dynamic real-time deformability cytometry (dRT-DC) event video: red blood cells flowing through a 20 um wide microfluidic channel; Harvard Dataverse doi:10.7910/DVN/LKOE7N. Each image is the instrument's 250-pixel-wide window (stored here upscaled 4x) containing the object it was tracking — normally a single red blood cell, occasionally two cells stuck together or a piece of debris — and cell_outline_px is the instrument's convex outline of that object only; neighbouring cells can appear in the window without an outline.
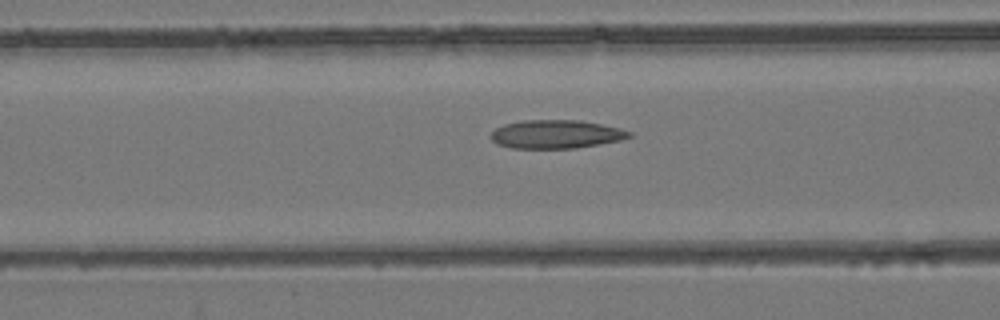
{"species": "common noctule bat (a hibernating species)", "species_latin": "Nyctalus noctula", "temperature_condition": "room temperature", "stored_images_in_passage": 38, "camera_frame_rate_fps": 3000, "um_per_image_px": 0.085, "animal": {"sex": "female", "body_mass_g": 24.6, "forearm_length_mm": 56.2}, "frame": {"image": 1, "passage_image": 6, "time_ms": 1.667, "image_size_px": [1000, 320], "cell_outline_px": [[632, 136], [620, 140], [600, 144], [576, 148], [512, 148], [496, 144], [488, 136], [496, 128], [504, 124], [524, 120], [580, 120], [620, 128], [632, 132]], "centroid_in_image_um": [47.24, 11.41], "position_along_channel_um": 119.4, "area_um2": 23.0}}
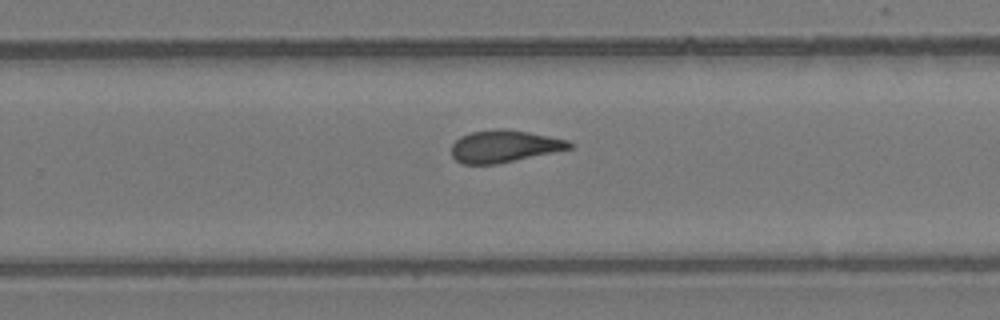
{"frame": {"image": 2, "passage_image": 19, "time_ms": 6.0, "image_size_px": [1000, 320], "cell_outline_px": [[572, 148], [496, 164], [464, 164], [456, 160], [452, 156], [452, 144], [460, 136], [472, 132], [500, 128], [504, 128], [528, 132], [568, 140], [572, 144]], "centroid_in_image_um": [42.83, 12.43], "position_along_channel_um": 287.0, "area_um2": 21.85}}
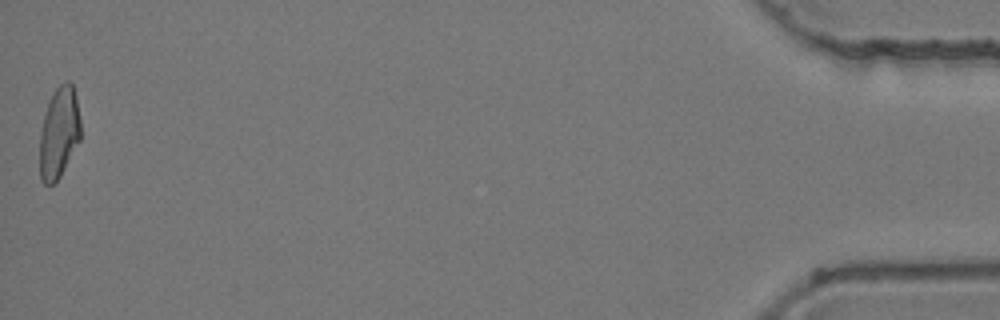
{"frame": {"image": 3, "passage_image": 38, "time_ms": 12.333, "image_size_px": [1000, 320], "cell_outline_px": [[80, 140], [60, 176], [52, 184], [44, 184], [40, 180], [40, 132], [44, 116], [52, 92], [64, 80], [72, 80], [76, 96], [80, 120]], "centroid_in_image_um": [5.02, 11.24], "position_along_channel_um": 430.2, "area_um2": 21.79}, "authors_computed_cell_mechanics": {"area_um2": 22.3108, "velocity_mm_per_s": 3.8768, "shape_relaxation_time_tau1_ms": null, "shape_relaxation_time_tau2_ms": 2.9031, "deformation_change_tau1": null, "deformation_change_tau2": 0.1094}}